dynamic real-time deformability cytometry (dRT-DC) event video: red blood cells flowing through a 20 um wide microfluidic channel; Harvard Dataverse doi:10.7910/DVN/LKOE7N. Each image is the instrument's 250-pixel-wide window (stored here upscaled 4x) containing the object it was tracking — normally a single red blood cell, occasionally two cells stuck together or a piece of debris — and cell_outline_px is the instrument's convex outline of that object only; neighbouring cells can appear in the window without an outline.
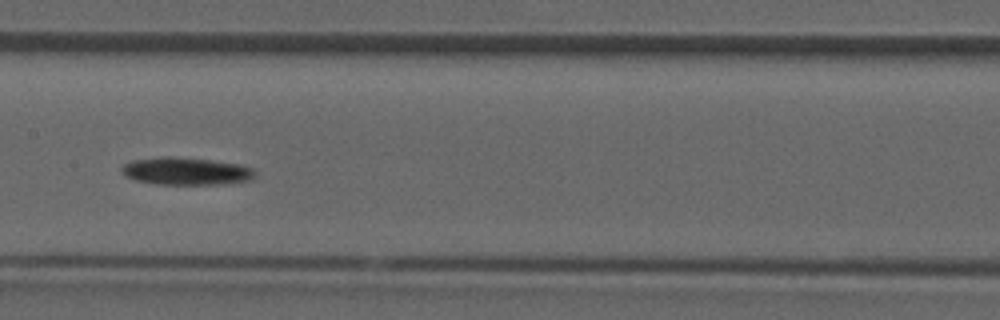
{"species": "common noctule bat (a hibernating species)", "species_latin": "Nyctalus noctula", "temperature_condition": "room temperature", "stored_images_in_passage": 29, "camera_frame_rate_fps": 3000, "um_per_image_px": 0.085, "animal": {"sex": "male", "forearm_length_mm": 52.5}, "frame": {"image": 1, "passage_image": 9, "time_ms": 2.667, "image_size_px": [1000, 320], "cell_outline_px": [[256, 176], [252, 180], [232, 184], [156, 184], [136, 180], [124, 176], [120, 172], [120, 168], [124, 164], [132, 160], [160, 156], [172, 156], [212, 160], [240, 164], [252, 168], [256, 172]], "centroid_in_image_um": [15.83, 14.55], "position_along_channel_um": 191.6, "area_um2": 21.85}}